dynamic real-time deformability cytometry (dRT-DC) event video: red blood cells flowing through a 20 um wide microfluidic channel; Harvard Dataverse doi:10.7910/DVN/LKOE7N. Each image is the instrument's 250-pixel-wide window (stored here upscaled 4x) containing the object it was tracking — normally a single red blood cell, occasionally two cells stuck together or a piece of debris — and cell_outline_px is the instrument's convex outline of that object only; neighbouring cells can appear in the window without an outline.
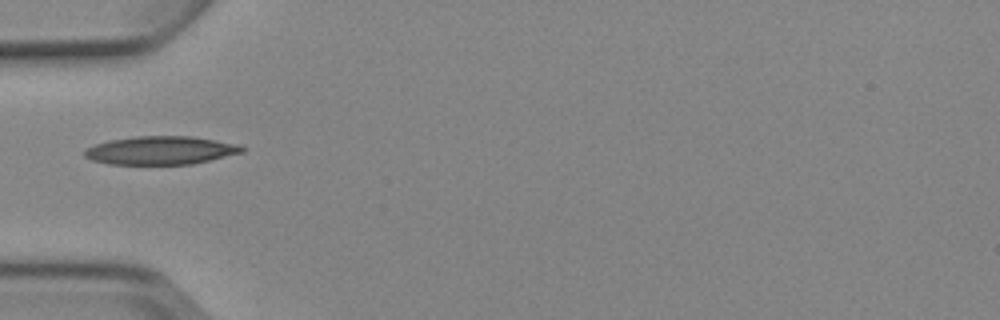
{"species": "Egyptian fruit bat (a non-hibernating species)", "species_latin": "Rousettus aegyptiacus", "temperature_condition": "cold", "stored_images_in_passage": 5, "camera_frame_rate_fps": 3000, "um_per_image_px": 0.085, "animal": {"sex": "female"}, "frame": {"image": 1, "passage_image": 1, "time_ms": 0.0, "image_size_px": [1000, 320], "cell_outline_px": [[248, 148], [244, 152], [192, 164], [108, 164], [92, 160], [84, 156], [84, 148], [108, 140], [136, 136], [192, 136], [240, 144]], "centroid_in_image_um": [13.68, 12.77], "position_along_channel_um": 71.3, "area_um2": 26.18}}
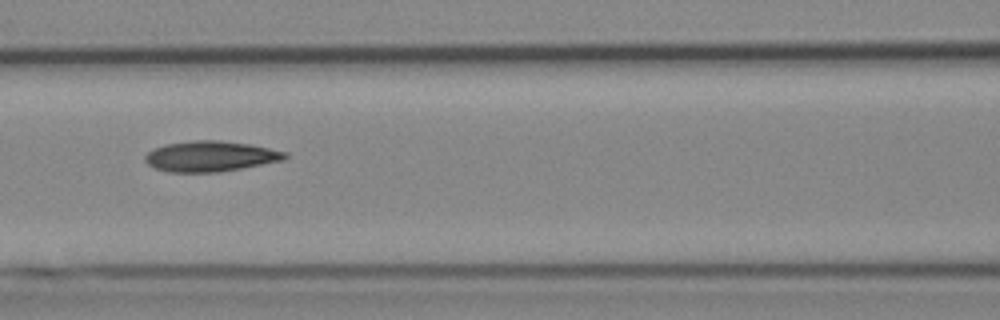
{"frame": {"image": 2, "passage_image": 3, "time_ms": 2.0, "image_size_px": [1000, 320], "cell_outline_px": [[288, 156], [284, 160], [220, 172], [168, 172], [156, 168], [148, 164], [144, 160], [144, 156], [148, 152], [156, 148], [168, 144], [192, 140], [220, 140], [248, 144], [288, 152]], "centroid_in_image_um": [17.9, 13.29], "position_along_channel_um": 148.7, "area_um2": 24.74}}
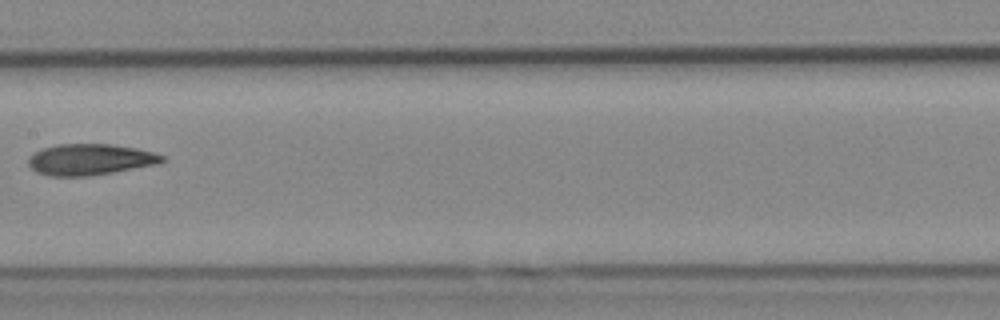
{"frame": {"image": 3, "passage_image": 4, "time_ms": 3.333, "image_size_px": [1000, 320], "cell_outline_px": [[164, 160], [156, 164], [92, 176], [48, 176], [36, 172], [28, 164], [28, 156], [44, 148], [56, 144], [112, 144], [136, 148], [152, 152], [164, 156]], "centroid_in_image_um": [7.62, 13.56], "position_along_channel_um": 199.8, "area_um2": 24.22}}